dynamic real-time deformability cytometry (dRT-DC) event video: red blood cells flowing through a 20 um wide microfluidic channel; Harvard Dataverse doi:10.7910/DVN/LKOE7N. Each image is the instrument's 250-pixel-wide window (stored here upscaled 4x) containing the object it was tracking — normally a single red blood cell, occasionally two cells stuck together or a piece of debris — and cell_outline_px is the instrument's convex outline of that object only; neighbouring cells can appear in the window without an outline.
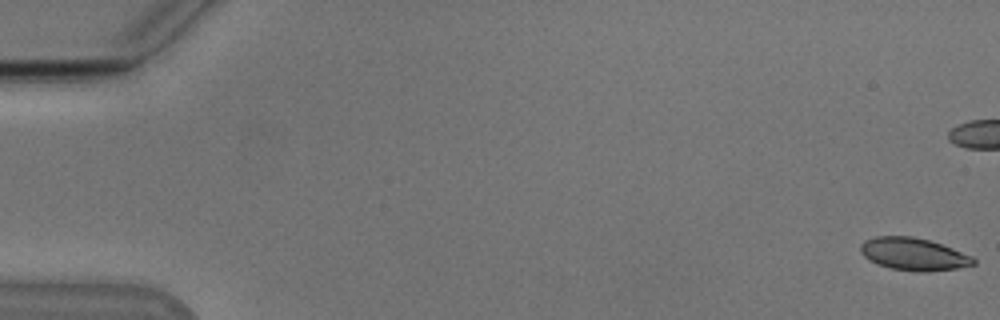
{"species": "Egyptian fruit bat (a non-hibernating species)", "species_latin": "Rousettus aegyptiacus", "temperature_condition": "cold", "stored_images_in_passage": 55, "camera_frame_rate_fps": 3000, "um_per_image_px": 0.085, "animal": {"sex": "male"}, "frame": {"image": 1, "passage_image": 1, "time_ms": 0.0, "image_size_px": [1000, 320], "cell_outline_px": [[976, 264], [956, 268], [928, 272], [916, 272], [892, 268], [876, 264], [868, 260], [860, 252], [860, 244], [864, 240], [876, 236], [912, 236], [928, 240], [952, 248], [972, 256], [976, 260]], "centroid_in_image_um": [77.63, 21.6], "position_along_channel_um": 7.4, "area_um2": 21.44}}
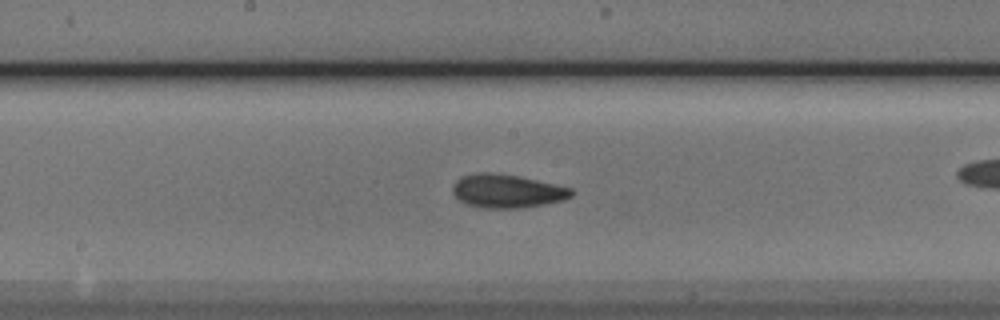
{"frame": {"image": 2, "passage_image": 29, "time_ms": 9.333, "image_size_px": [1000, 320], "cell_outline_px": [[576, 192], [572, 196], [564, 200], [544, 204], [520, 208], [484, 208], [464, 204], [452, 192], [452, 184], [460, 176], [480, 172], [496, 172], [520, 176], [556, 184], [572, 188]], "centroid_in_image_um": [43.1, 16.23], "position_along_channel_um": 205.1, "area_um2": 23.58}}
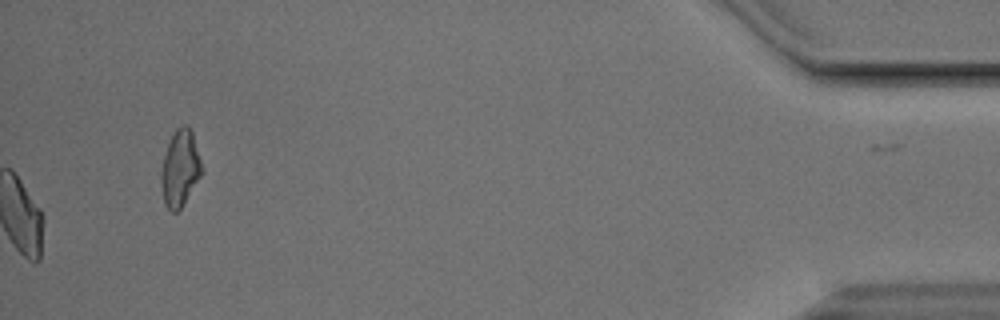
{"frame": {"image": 3, "passage_image": 55, "time_ms": 18.0, "image_size_px": [1000, 320], "cell_outline_px": [[204, 172], [180, 208], [176, 212], [172, 212], [164, 204], [160, 180], [160, 172], [164, 156], [168, 144], [176, 128], [184, 124], [188, 124], [192, 132]], "centroid_in_image_um": [15.3, 14.31], "position_along_channel_um": 419.9, "area_um2": 18.03}, "authors_computed_cell_mechanics": {"area_um2": 22.1374, "velocity_mm_per_s": 3.8229, "shape_relaxation_time_tau1_ms": 4.2904, "shape_relaxation_time_tau2_ms": 3.1355, "deformation_change_tau1": 0.1305, "deformation_change_tau2": 0.0863}}